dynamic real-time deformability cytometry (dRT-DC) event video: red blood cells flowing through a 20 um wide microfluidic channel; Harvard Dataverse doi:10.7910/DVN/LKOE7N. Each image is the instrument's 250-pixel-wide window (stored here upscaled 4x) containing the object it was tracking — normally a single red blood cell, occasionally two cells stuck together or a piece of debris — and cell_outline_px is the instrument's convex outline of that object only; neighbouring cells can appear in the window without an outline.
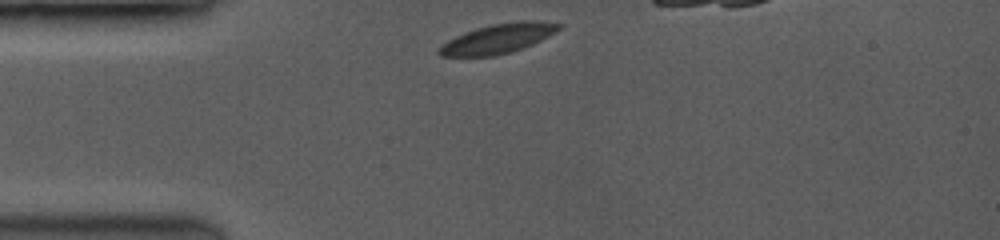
{"species": "common noctule bat (a hibernating species)", "species_latin": "Nyctalus noctula", "temperature_condition": "room temperature", "stored_images_in_passage": 17, "camera_frame_rate_fps": 3500, "um_per_image_px": 0.085, "animal": {"sex": "female", "body_mass_g": 19.0, "forearm_length_mm": 53.3}, "frame": {"image": 1, "passage_image": 1, "time_ms": 0.0, "image_size_px": [1000, 240], "cell_outline_px": [[564, 24], [560, 28], [548, 36], [532, 44], [508, 52], [492, 56], [440, 56], [436, 52], [436, 48], [448, 40], [464, 32], [476, 28], [492, 24], [520, 20], [540, 20]], "centroid_in_image_um": [42.3, 3.26], "position_along_channel_um": 42.7, "area_um2": 20.58}}
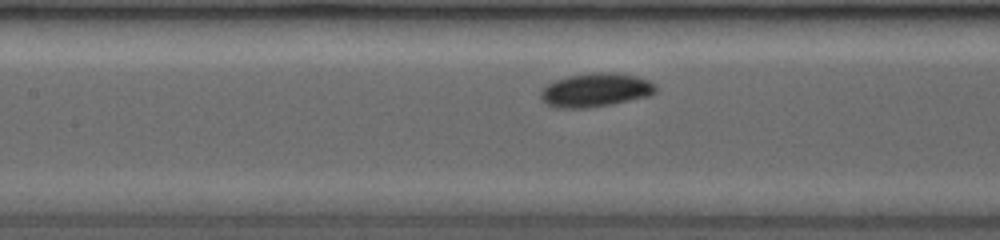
{"frame": {"image": 2, "passage_image": 10, "time_ms": 3.429, "image_size_px": [1000, 240], "cell_outline_px": [[656, 92], [648, 96], [608, 104], [580, 108], [568, 108], [548, 104], [540, 96], [540, 92], [548, 84], [556, 80], [568, 76], [592, 72], [616, 72], [636, 76], [648, 80], [656, 84]], "centroid_in_image_um": [50.66, 7.62], "position_along_channel_um": 156.7, "area_um2": 22.14}}
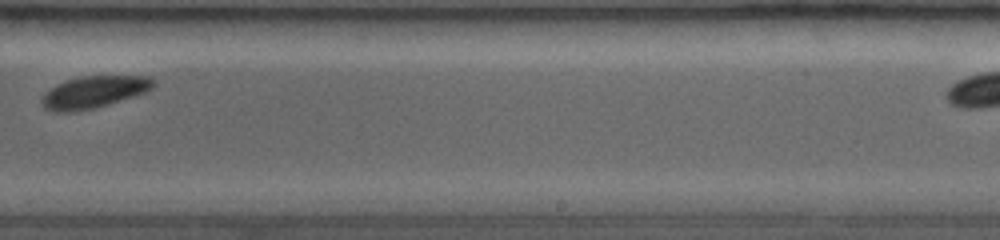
{"frame": {"image": 3, "passage_image": 16, "time_ms": 6.571, "image_size_px": [1000, 240], "cell_outline_px": [[156, 84], [152, 88], [144, 92], [132, 96], [92, 108], [64, 112], [44, 108], [44, 96], [56, 84], [80, 76], [148, 76], [156, 80]], "centroid_in_image_um": [8.05, 7.78], "position_along_channel_um": 281.0, "area_um2": 19.94}}